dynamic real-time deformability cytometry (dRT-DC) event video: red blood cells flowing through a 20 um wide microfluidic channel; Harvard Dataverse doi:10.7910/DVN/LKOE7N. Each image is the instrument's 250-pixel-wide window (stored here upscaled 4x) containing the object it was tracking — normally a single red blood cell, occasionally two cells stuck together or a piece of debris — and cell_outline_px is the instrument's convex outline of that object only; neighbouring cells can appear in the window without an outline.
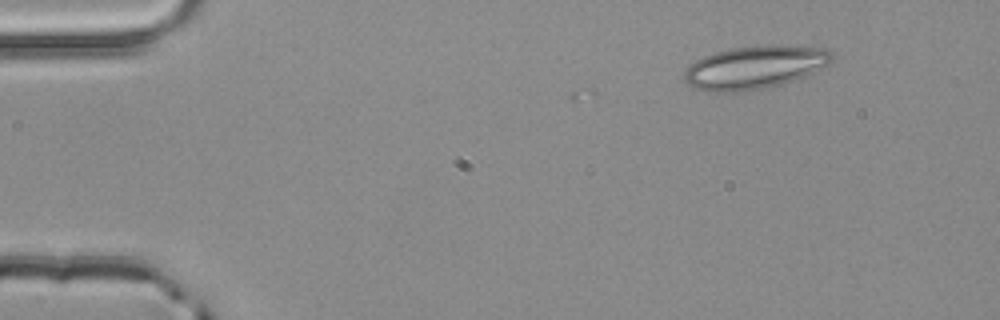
{"species": "common noctule bat (a hibernating species)", "species_latin": "Nyctalus noctula", "temperature_condition": "room temperature", "stored_images_in_passage": 3, "camera_frame_rate_fps": 3000, "um_per_image_px": 0.085, "animal": {"sex": "male", "body_mass_g": 20.4}, "frame": {"image": 1, "passage_image": 3, "time_ms": 0.667, "image_size_px": [1000, 320], "cell_outline_px": [[832, 60], [828, 64], [804, 76], [792, 80], [764, 88], [740, 92], [716, 92], [696, 88], [688, 84], [684, 80], [684, 72], [696, 60], [704, 56], [728, 48], [760, 44], [768, 44], [828, 48], [832, 56]], "centroid_in_image_um": [64.14, 5.7], "position_along_channel_um": 20.9, "area_um2": 36.88}}